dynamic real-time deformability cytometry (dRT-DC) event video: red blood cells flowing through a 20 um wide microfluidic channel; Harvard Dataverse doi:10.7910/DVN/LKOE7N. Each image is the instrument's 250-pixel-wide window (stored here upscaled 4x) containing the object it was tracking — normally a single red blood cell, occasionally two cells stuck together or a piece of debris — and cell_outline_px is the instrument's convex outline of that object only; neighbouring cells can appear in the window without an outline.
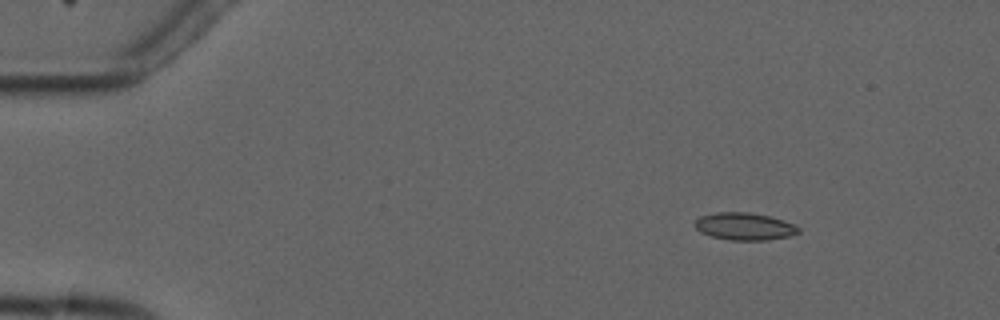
{"species": "common noctule bat (a hibernating species)", "species_latin": "Nyctalus noctula", "temperature_condition": "cold", "stored_images_in_passage": 5, "camera_frame_rate_fps": 3000, "um_per_image_px": 0.085, "animal": {"sex": "male", "forearm_length_mm": 52.5}, "frame": {"image": 1, "passage_image": 3, "time_ms": 2.333, "image_size_px": [1000, 320], "cell_outline_px": [[800, 232], [788, 236], [768, 240], [732, 240], [712, 236], [700, 232], [692, 224], [700, 216], [716, 212], [748, 212], [768, 216], [792, 224], [800, 228]], "centroid_in_image_um": [63.24, 19.24], "position_along_channel_um": 21.8, "area_um2": 16.36}}